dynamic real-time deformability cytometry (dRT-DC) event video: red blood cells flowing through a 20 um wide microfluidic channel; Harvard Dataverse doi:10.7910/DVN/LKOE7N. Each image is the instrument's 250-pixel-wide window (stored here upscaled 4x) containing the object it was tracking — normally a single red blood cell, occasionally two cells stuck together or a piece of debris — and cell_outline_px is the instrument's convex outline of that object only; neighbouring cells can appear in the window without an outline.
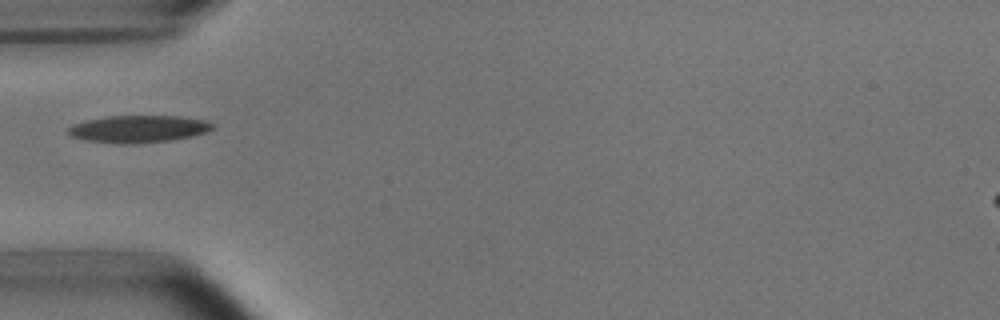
{"species": "common noctule bat (a hibernating species)", "species_latin": "Nyctalus noctula", "temperature_condition": "room temperature", "stored_images_in_passage": 1, "camera_frame_rate_fps": 3000, "um_per_image_px": 0.085, "animal": {"sex": "male", "body_mass_g": 15.6}, "frame": {"image": 1, "passage_image": 1, "time_ms": 0.0, "image_size_px": [1000, 320], "cell_outline_px": [[216, 124], [208, 132], [192, 136], [172, 140], [136, 144], [120, 144], [84, 140], [72, 136], [64, 132], [72, 124], [88, 120], [108, 116], [180, 116], [204, 120]], "centroid_in_image_um": [11.76, 10.97], "position_along_channel_um": 73.2, "area_um2": 23.12}}